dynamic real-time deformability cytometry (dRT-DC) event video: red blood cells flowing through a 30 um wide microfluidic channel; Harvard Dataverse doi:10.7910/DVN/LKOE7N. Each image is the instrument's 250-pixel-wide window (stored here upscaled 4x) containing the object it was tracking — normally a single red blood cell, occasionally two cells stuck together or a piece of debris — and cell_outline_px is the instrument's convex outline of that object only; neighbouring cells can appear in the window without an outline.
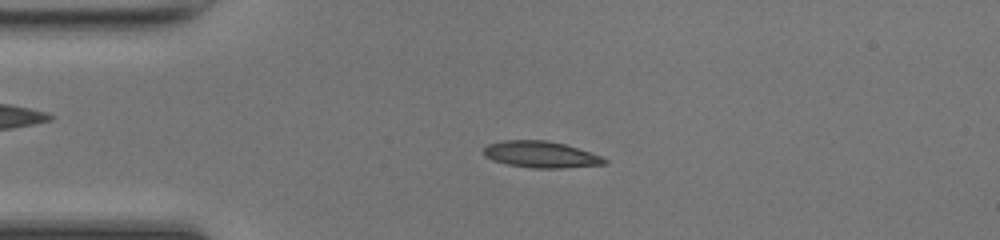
{"species": "common noctule bat (a hibernating species)", "species_latin": "Nyctalus noctula", "temperature_condition": "room temperature", "stored_images_in_passage": 48, "camera_frame_rate_fps": 3000, "um_per_image_px": 0.085, "animal": {"sex": "female", "body_mass_g": 17.0, "forearm_length_mm": 48.0}, "frame": {"image": 1, "passage_image": 11, "time_ms": 3.333, "image_size_px": [1000, 240], "cell_outline_px": [[608, 164], [564, 168], [532, 168], [508, 164], [492, 160], [484, 156], [484, 148], [488, 144], [504, 140], [548, 140], [564, 144], [600, 156], [608, 160]], "centroid_in_image_um": [45.96, 13.13], "position_along_channel_um": 39.0, "area_um2": 18.55}}
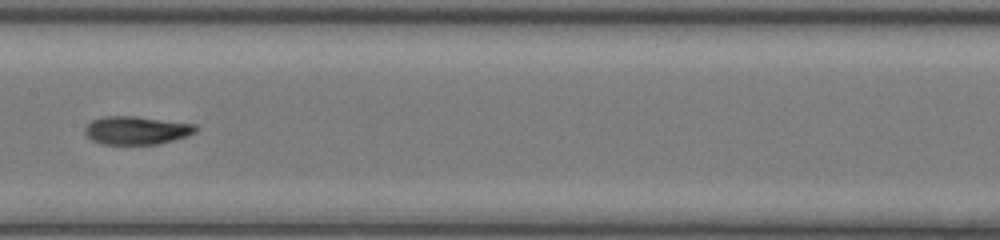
{"frame": {"image": 2, "passage_image": 24, "time_ms": 7.667, "image_size_px": [1000, 240], "cell_outline_px": [[196, 132], [188, 136], [160, 144], [100, 144], [92, 140], [84, 132], [84, 128], [92, 120], [104, 116], [136, 116], [196, 124]], "centroid_in_image_um": [11.61, 11.08], "position_along_channel_um": 195.8, "area_um2": 18.32}}
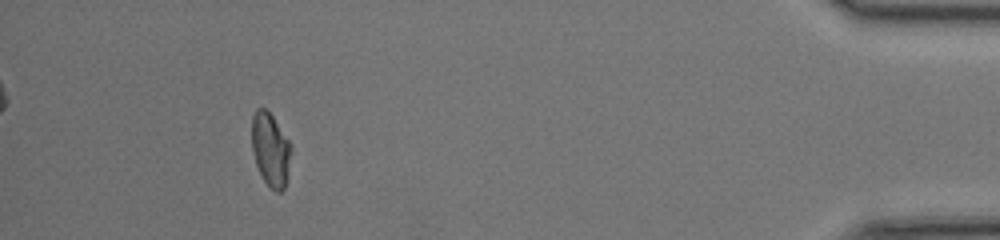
{"frame": {"image": 3, "passage_image": 44, "time_ms": 14.333, "image_size_px": [1000, 240], "cell_outline_px": [[292, 152], [288, 176], [284, 188], [280, 192], [276, 192], [264, 180], [256, 164], [252, 148], [252, 116], [256, 108], [264, 108], [272, 116], [288, 140], [292, 148]], "centroid_in_image_um": [23.01, 12.72], "position_along_channel_um": 412.2, "area_um2": 16.7}, "authors_computed_cell_mechanics": {"area_um2": 17.918, "velocity_mm_per_s": 4.2709, "shape_relaxation_time_tau1_ms": null, "shape_relaxation_time_tau2_ms": 3.4005, "deformation_change_tau1": null, "deformation_change_tau2": 0.0979}}